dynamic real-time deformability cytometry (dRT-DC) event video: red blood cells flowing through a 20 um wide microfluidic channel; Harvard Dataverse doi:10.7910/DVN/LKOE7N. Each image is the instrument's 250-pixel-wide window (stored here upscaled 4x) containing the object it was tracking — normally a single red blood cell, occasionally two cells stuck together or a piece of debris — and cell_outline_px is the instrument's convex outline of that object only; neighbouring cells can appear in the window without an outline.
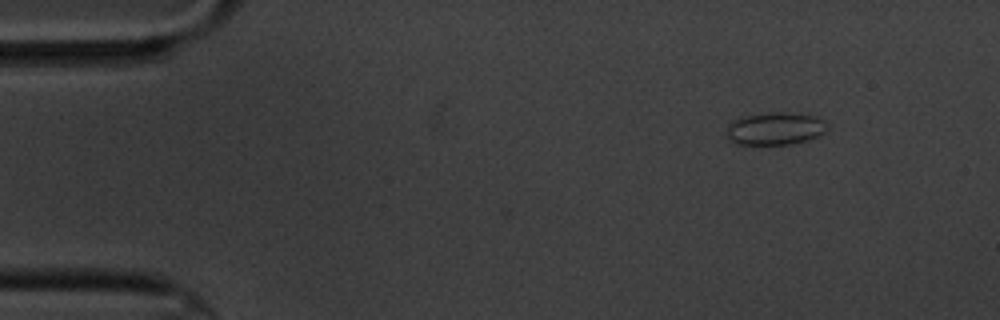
{"species": "common noctule bat (a hibernating species)", "species_latin": "Nyctalus noctula", "temperature_condition": "cold", "stored_images_in_passage": 4, "segment_of_instrument_passage": [1, 2], "camera_frame_rate_fps": 3000, "um_per_image_px": 0.085, "animal": {"sex": "male", "body_mass_g": 20.1, "forearm_length_mm": 53.5}, "frame": {"image": 1, "passage_image": 1, "time_ms": 0.0, "image_size_px": [1000, 320], "cell_outline_px": [[828, 128], [820, 136], [808, 140], [788, 144], [736, 144], [728, 140], [728, 124], [732, 120], [748, 116], [768, 112], [780, 112], [816, 116], [824, 120]], "centroid_in_image_um": [65.91, 10.94], "position_along_channel_um": 19.1, "area_um2": 19.02}}